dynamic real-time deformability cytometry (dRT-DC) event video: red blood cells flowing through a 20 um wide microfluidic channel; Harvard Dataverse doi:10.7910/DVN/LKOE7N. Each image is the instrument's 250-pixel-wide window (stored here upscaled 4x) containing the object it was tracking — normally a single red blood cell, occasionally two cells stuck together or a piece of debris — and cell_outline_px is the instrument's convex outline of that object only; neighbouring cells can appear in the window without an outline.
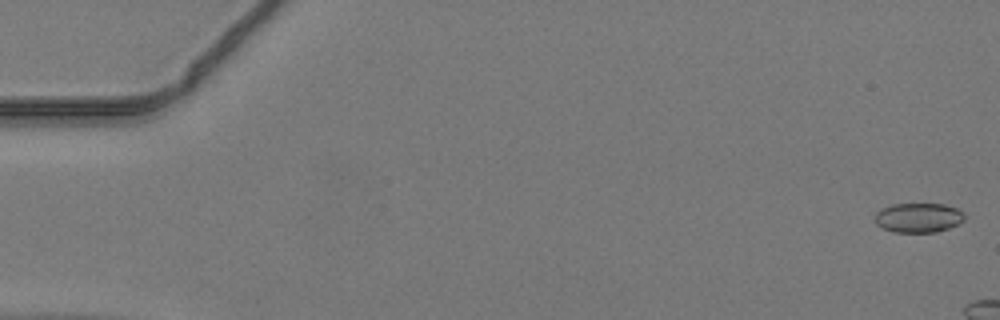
{"species": "common noctule bat (a hibernating species)", "species_latin": "Nyctalus noctula", "temperature_condition": "warm", "stored_images_in_passage": 14, "camera_frame_rate_fps": 3000, "um_per_image_px": 0.085, "animal": {"sex": "male", "body_mass_g": 19.2, "forearm_length_mm": 51.8}, "frame": {"image": 1, "passage_image": 1, "time_ms": 0.0, "image_size_px": [1000, 320], "cell_outline_px": [[964, 220], [948, 228], [936, 232], [896, 232], [884, 228], [876, 224], [876, 212], [880, 208], [892, 204], [944, 204], [956, 208], [964, 212]], "centroid_in_image_um": [78.06, 18.49], "position_along_channel_um": 6.9, "area_um2": 15.32}}